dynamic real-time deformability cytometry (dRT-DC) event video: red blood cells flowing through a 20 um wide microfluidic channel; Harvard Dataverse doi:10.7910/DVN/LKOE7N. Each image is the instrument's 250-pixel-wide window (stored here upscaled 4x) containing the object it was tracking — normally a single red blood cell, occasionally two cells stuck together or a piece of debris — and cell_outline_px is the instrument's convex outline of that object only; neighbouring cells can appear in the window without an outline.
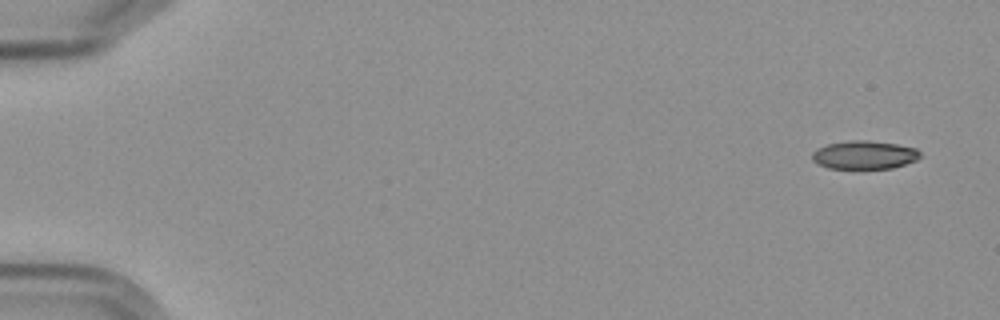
{"species": "Egyptian fruit bat (a non-hibernating species)", "species_latin": "Rousettus aegyptiacus", "temperature_condition": "cold", "stored_images_in_passage": 6, "camera_frame_rate_fps": 3000, "um_per_image_px": 0.085, "frame": {"image": 1, "passage_image": 1, "time_ms": 0.0, "image_size_px": [1000, 320], "cell_outline_px": [[920, 156], [916, 160], [892, 168], [828, 168], [812, 160], [812, 152], [816, 148], [828, 144], [848, 140], [868, 140], [896, 144], [916, 148], [920, 152]], "centroid_in_image_um": [73.45, 13.15], "position_along_channel_um": 11.6, "area_um2": 17.74}}
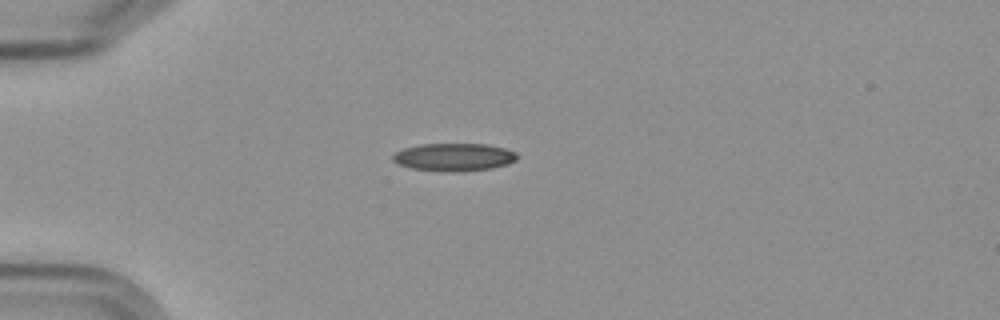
{"frame": {"image": 2, "passage_image": 5, "time_ms": 4.333, "image_size_px": [1000, 320], "cell_outline_px": [[516, 160], [508, 164], [492, 168], [444, 172], [440, 172], [412, 168], [396, 164], [392, 160], [392, 156], [396, 152], [404, 148], [420, 144], [488, 144], [504, 148], [516, 152]], "centroid_in_image_um": [38.55, 13.35], "position_along_channel_um": 46.4, "area_um2": 20.11}}